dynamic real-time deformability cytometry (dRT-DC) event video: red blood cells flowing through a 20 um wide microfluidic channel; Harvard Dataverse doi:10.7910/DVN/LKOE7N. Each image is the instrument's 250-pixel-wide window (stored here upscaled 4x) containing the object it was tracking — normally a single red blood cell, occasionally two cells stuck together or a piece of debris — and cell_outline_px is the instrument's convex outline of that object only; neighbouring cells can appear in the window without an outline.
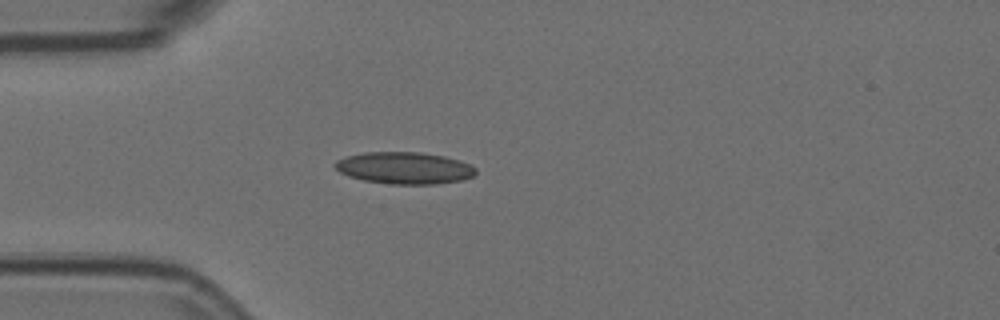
{"species": "Egyptian fruit bat (a non-hibernating species)", "species_latin": "Rousettus aegyptiacus", "temperature_condition": "room temperature", "stored_images_in_passage": 2, "camera_frame_rate_fps": 3000, "um_per_image_px": 0.085, "animal": {"sex": "female"}, "frame": {"image": 1, "passage_image": 1, "time_ms": 0.0, "image_size_px": [1000, 320], "cell_outline_px": [[476, 172], [472, 176], [460, 180], [436, 184], [392, 184], [364, 180], [348, 176], [340, 172], [332, 164], [336, 160], [344, 156], [364, 152], [420, 152], [444, 156], [460, 160], [472, 164], [476, 168]], "centroid_in_image_um": [34.36, 14.27], "position_along_channel_um": 50.6, "area_um2": 26.3}}